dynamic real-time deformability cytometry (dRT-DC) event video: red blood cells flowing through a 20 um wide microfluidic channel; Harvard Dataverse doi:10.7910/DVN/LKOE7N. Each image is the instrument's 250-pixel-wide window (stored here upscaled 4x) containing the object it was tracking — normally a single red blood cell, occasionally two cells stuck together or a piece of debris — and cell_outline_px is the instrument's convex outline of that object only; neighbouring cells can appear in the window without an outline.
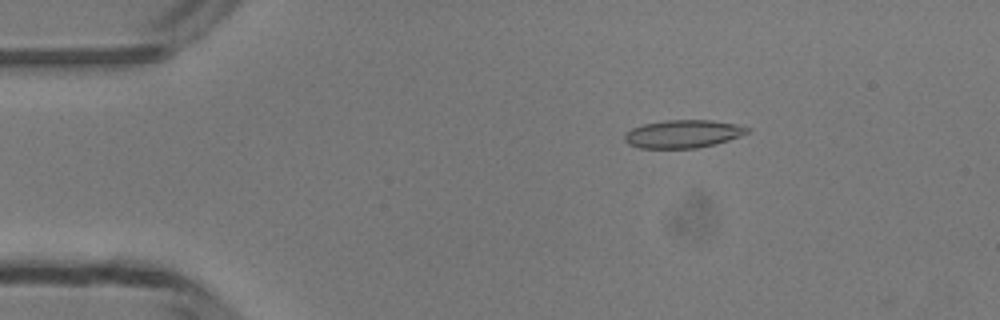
{"species": "common noctule bat (a hibernating species)", "species_latin": "Nyctalus noctula", "temperature_condition": "room temperature", "stored_images_in_passage": 9, "camera_frame_rate_fps": 3000, "um_per_image_px": 0.085, "animal": {"sex": "male", "body_mass_g": 13.3}, "frame": {"image": 1, "passage_image": 8, "time_ms": 2.333, "image_size_px": [1000, 320], "cell_outline_px": [[748, 132], [740, 136], [716, 144], [696, 148], [640, 148], [628, 144], [624, 140], [624, 136], [632, 128], [644, 124], [668, 120], [712, 120], [736, 124], [748, 128]], "centroid_in_image_um": [58.05, 11.38], "position_along_channel_um": 27.0, "area_um2": 19.83}}